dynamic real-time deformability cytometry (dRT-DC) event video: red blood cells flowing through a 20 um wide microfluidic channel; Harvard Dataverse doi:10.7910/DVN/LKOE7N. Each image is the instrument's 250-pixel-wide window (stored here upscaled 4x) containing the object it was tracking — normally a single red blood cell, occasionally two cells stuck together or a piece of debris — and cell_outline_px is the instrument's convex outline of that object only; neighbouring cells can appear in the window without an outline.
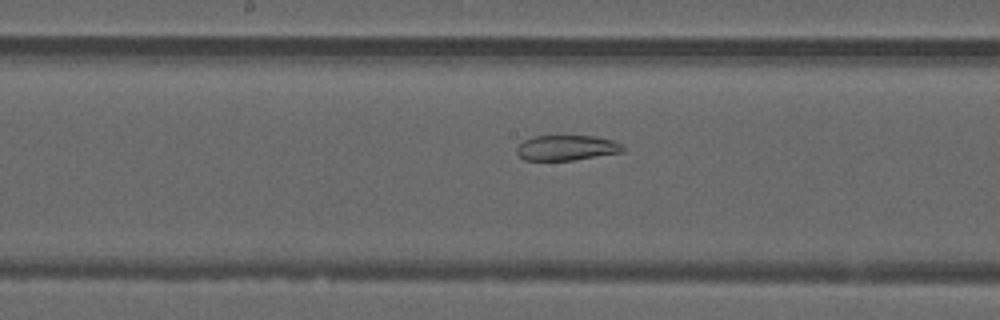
{"species": "common noctule bat (a hibernating species)", "species_latin": "Nyctalus noctula", "temperature_condition": "warm", "stored_images_in_passage": 51, "segment_of_instrument_passage": [2, 2], "camera_frame_rate_fps": 3000, "um_per_image_px": 0.085, "animal": {"sex": "male", "forearm_length_mm": 52.5}, "frame": {"image": 1, "passage_image": 26, "time_ms": 8.333, "image_size_px": [1000, 320], "cell_outline_px": [[624, 152], [572, 160], [524, 160], [516, 152], [516, 148], [524, 140], [532, 136], [596, 136], [612, 140], [620, 144], [624, 148]], "centroid_in_image_um": [48.15, 12.56], "position_along_channel_um": 200.0, "area_um2": 15.55}}
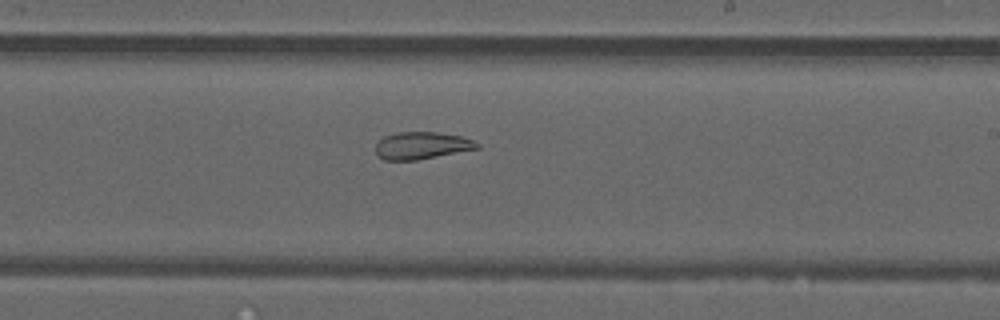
{"frame": {"image": 2, "passage_image": 30, "time_ms": 9.667, "image_size_px": [1000, 320], "cell_outline_px": [[480, 148], [416, 160], [384, 160], [376, 156], [376, 144], [384, 136], [396, 132], [436, 132], [460, 136], [472, 140], [480, 144]], "centroid_in_image_um": [35.82, 12.37], "position_along_channel_um": 253.2, "area_um2": 16.07}}
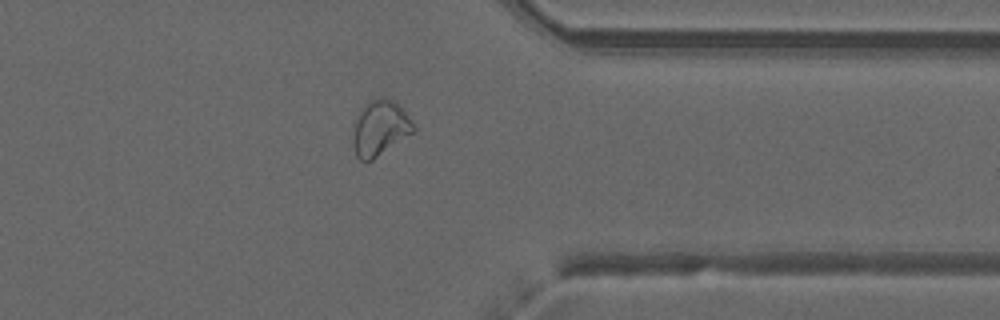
{"frame": {"image": 3, "passage_image": 40, "time_ms": 13.0, "image_size_px": [1000, 320], "cell_outline_px": [[416, 132], [372, 160], [360, 160], [356, 156], [352, 144], [352, 136], [356, 116], [360, 108], [368, 100], [380, 96], [392, 100], [404, 112], [416, 128]], "centroid_in_image_um": [32.27, 10.89], "position_along_channel_um": 379.1, "area_um2": 19.71}}